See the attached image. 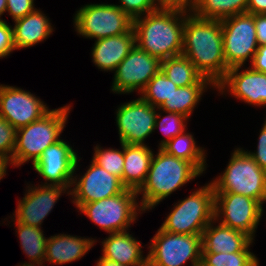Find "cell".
I'll list each match as a JSON object with an SVG mask.
<instances>
[{"mask_svg":"<svg viewBox=\"0 0 266 266\" xmlns=\"http://www.w3.org/2000/svg\"><path fill=\"white\" fill-rule=\"evenodd\" d=\"M201 263L204 266H259L257 257L251 252H202Z\"/></svg>","mask_w":266,"mask_h":266,"instance_id":"cell-31","label":"cell"},{"mask_svg":"<svg viewBox=\"0 0 266 266\" xmlns=\"http://www.w3.org/2000/svg\"><path fill=\"white\" fill-rule=\"evenodd\" d=\"M95 242L91 238L66 234L51 236L46 243L45 262L62 265L81 259Z\"/></svg>","mask_w":266,"mask_h":266,"instance_id":"cell-23","label":"cell"},{"mask_svg":"<svg viewBox=\"0 0 266 266\" xmlns=\"http://www.w3.org/2000/svg\"><path fill=\"white\" fill-rule=\"evenodd\" d=\"M148 266H197L202 258V234H176L161 228L151 240Z\"/></svg>","mask_w":266,"mask_h":266,"instance_id":"cell-8","label":"cell"},{"mask_svg":"<svg viewBox=\"0 0 266 266\" xmlns=\"http://www.w3.org/2000/svg\"><path fill=\"white\" fill-rule=\"evenodd\" d=\"M256 152L246 151L252 159L266 171V120L261 128Z\"/></svg>","mask_w":266,"mask_h":266,"instance_id":"cell-39","label":"cell"},{"mask_svg":"<svg viewBox=\"0 0 266 266\" xmlns=\"http://www.w3.org/2000/svg\"><path fill=\"white\" fill-rule=\"evenodd\" d=\"M44 264L43 263H23L22 265H19V266H43Z\"/></svg>","mask_w":266,"mask_h":266,"instance_id":"cell-47","label":"cell"},{"mask_svg":"<svg viewBox=\"0 0 266 266\" xmlns=\"http://www.w3.org/2000/svg\"><path fill=\"white\" fill-rule=\"evenodd\" d=\"M6 2V11L14 21L36 10L33 4L34 0H6Z\"/></svg>","mask_w":266,"mask_h":266,"instance_id":"cell-36","label":"cell"},{"mask_svg":"<svg viewBox=\"0 0 266 266\" xmlns=\"http://www.w3.org/2000/svg\"><path fill=\"white\" fill-rule=\"evenodd\" d=\"M14 22L13 43L15 50L36 45L46 40L53 31L49 18L38 9Z\"/></svg>","mask_w":266,"mask_h":266,"instance_id":"cell-24","label":"cell"},{"mask_svg":"<svg viewBox=\"0 0 266 266\" xmlns=\"http://www.w3.org/2000/svg\"><path fill=\"white\" fill-rule=\"evenodd\" d=\"M155 108L141 97L119 106L116 124L120 143L144 145V139L155 130Z\"/></svg>","mask_w":266,"mask_h":266,"instance_id":"cell-13","label":"cell"},{"mask_svg":"<svg viewBox=\"0 0 266 266\" xmlns=\"http://www.w3.org/2000/svg\"><path fill=\"white\" fill-rule=\"evenodd\" d=\"M187 15L155 10L133 19L135 44L160 61L182 55L183 28Z\"/></svg>","mask_w":266,"mask_h":266,"instance_id":"cell-2","label":"cell"},{"mask_svg":"<svg viewBox=\"0 0 266 266\" xmlns=\"http://www.w3.org/2000/svg\"><path fill=\"white\" fill-rule=\"evenodd\" d=\"M264 202H266V193L264 194V196H263V198H262V200H261V202H260V217H262V212H263V203Z\"/></svg>","mask_w":266,"mask_h":266,"instance_id":"cell-46","label":"cell"},{"mask_svg":"<svg viewBox=\"0 0 266 266\" xmlns=\"http://www.w3.org/2000/svg\"><path fill=\"white\" fill-rule=\"evenodd\" d=\"M122 150L119 149H102L99 146L94 147V154L92 161L101 168L105 169L108 173L115 175L121 179L124 170V143H121Z\"/></svg>","mask_w":266,"mask_h":266,"instance_id":"cell-32","label":"cell"},{"mask_svg":"<svg viewBox=\"0 0 266 266\" xmlns=\"http://www.w3.org/2000/svg\"><path fill=\"white\" fill-rule=\"evenodd\" d=\"M201 172L186 160L167 154L161 148L153 155L145 183L137 191L142 194L140 207L152 210L163 199L190 182ZM142 192V193H141Z\"/></svg>","mask_w":266,"mask_h":266,"instance_id":"cell-3","label":"cell"},{"mask_svg":"<svg viewBox=\"0 0 266 266\" xmlns=\"http://www.w3.org/2000/svg\"><path fill=\"white\" fill-rule=\"evenodd\" d=\"M197 266H204L201 262Z\"/></svg>","mask_w":266,"mask_h":266,"instance_id":"cell-48","label":"cell"},{"mask_svg":"<svg viewBox=\"0 0 266 266\" xmlns=\"http://www.w3.org/2000/svg\"><path fill=\"white\" fill-rule=\"evenodd\" d=\"M161 71L178 87L194 84H213L204 77L185 56L167 58L161 61Z\"/></svg>","mask_w":266,"mask_h":266,"instance_id":"cell-25","label":"cell"},{"mask_svg":"<svg viewBox=\"0 0 266 266\" xmlns=\"http://www.w3.org/2000/svg\"><path fill=\"white\" fill-rule=\"evenodd\" d=\"M50 109L29 91L0 85V116L17 130L41 119Z\"/></svg>","mask_w":266,"mask_h":266,"instance_id":"cell-14","label":"cell"},{"mask_svg":"<svg viewBox=\"0 0 266 266\" xmlns=\"http://www.w3.org/2000/svg\"><path fill=\"white\" fill-rule=\"evenodd\" d=\"M221 27L226 65L243 66L248 58L252 62L258 49L254 15L246 12L225 18Z\"/></svg>","mask_w":266,"mask_h":266,"instance_id":"cell-10","label":"cell"},{"mask_svg":"<svg viewBox=\"0 0 266 266\" xmlns=\"http://www.w3.org/2000/svg\"><path fill=\"white\" fill-rule=\"evenodd\" d=\"M254 24L258 46L266 45V14H255Z\"/></svg>","mask_w":266,"mask_h":266,"instance_id":"cell-40","label":"cell"},{"mask_svg":"<svg viewBox=\"0 0 266 266\" xmlns=\"http://www.w3.org/2000/svg\"><path fill=\"white\" fill-rule=\"evenodd\" d=\"M17 129L0 116V156L10 164L15 149Z\"/></svg>","mask_w":266,"mask_h":266,"instance_id":"cell-34","label":"cell"},{"mask_svg":"<svg viewBox=\"0 0 266 266\" xmlns=\"http://www.w3.org/2000/svg\"><path fill=\"white\" fill-rule=\"evenodd\" d=\"M78 162V155L74 149L60 139L43 151L33 167L45 181L50 182H45L44 185L71 188Z\"/></svg>","mask_w":266,"mask_h":266,"instance_id":"cell-15","label":"cell"},{"mask_svg":"<svg viewBox=\"0 0 266 266\" xmlns=\"http://www.w3.org/2000/svg\"><path fill=\"white\" fill-rule=\"evenodd\" d=\"M77 11L74 27L86 38L102 39L129 32L133 19L115 4H87Z\"/></svg>","mask_w":266,"mask_h":266,"instance_id":"cell-9","label":"cell"},{"mask_svg":"<svg viewBox=\"0 0 266 266\" xmlns=\"http://www.w3.org/2000/svg\"><path fill=\"white\" fill-rule=\"evenodd\" d=\"M137 197L136 190L126 188L118 195L85 203L79 210L105 232H122L128 230L137 220L139 211H143L137 203Z\"/></svg>","mask_w":266,"mask_h":266,"instance_id":"cell-7","label":"cell"},{"mask_svg":"<svg viewBox=\"0 0 266 266\" xmlns=\"http://www.w3.org/2000/svg\"><path fill=\"white\" fill-rule=\"evenodd\" d=\"M182 55L216 86L229 70L223 53L221 20L202 19L188 13L183 28Z\"/></svg>","mask_w":266,"mask_h":266,"instance_id":"cell-1","label":"cell"},{"mask_svg":"<svg viewBox=\"0 0 266 266\" xmlns=\"http://www.w3.org/2000/svg\"><path fill=\"white\" fill-rule=\"evenodd\" d=\"M212 220L202 233V252L213 253H235L250 252V245L253 239L245 232L226 227Z\"/></svg>","mask_w":266,"mask_h":266,"instance_id":"cell-19","label":"cell"},{"mask_svg":"<svg viewBox=\"0 0 266 266\" xmlns=\"http://www.w3.org/2000/svg\"><path fill=\"white\" fill-rule=\"evenodd\" d=\"M153 5L156 10L191 13L193 0H153Z\"/></svg>","mask_w":266,"mask_h":266,"instance_id":"cell-38","label":"cell"},{"mask_svg":"<svg viewBox=\"0 0 266 266\" xmlns=\"http://www.w3.org/2000/svg\"><path fill=\"white\" fill-rule=\"evenodd\" d=\"M161 70V61L141 50L136 44L117 66L112 91L118 94L140 93L150 79Z\"/></svg>","mask_w":266,"mask_h":266,"instance_id":"cell-12","label":"cell"},{"mask_svg":"<svg viewBox=\"0 0 266 266\" xmlns=\"http://www.w3.org/2000/svg\"><path fill=\"white\" fill-rule=\"evenodd\" d=\"M70 108L66 105L52 109L41 119L18 129L11 164L20 166L31 159L34 165L47 147L60 140Z\"/></svg>","mask_w":266,"mask_h":266,"instance_id":"cell-4","label":"cell"},{"mask_svg":"<svg viewBox=\"0 0 266 266\" xmlns=\"http://www.w3.org/2000/svg\"><path fill=\"white\" fill-rule=\"evenodd\" d=\"M248 0H193L191 13L202 19L223 20L246 13Z\"/></svg>","mask_w":266,"mask_h":266,"instance_id":"cell-27","label":"cell"},{"mask_svg":"<svg viewBox=\"0 0 266 266\" xmlns=\"http://www.w3.org/2000/svg\"><path fill=\"white\" fill-rule=\"evenodd\" d=\"M168 115L161 118L162 113H157L156 119H155V125L154 129L160 128L162 133L166 136V139H163L161 143L159 144L158 148H161L165 143L170 141L172 138L177 136L178 134L183 133L186 130V116L180 114V113H174V112H166Z\"/></svg>","mask_w":266,"mask_h":266,"instance_id":"cell-33","label":"cell"},{"mask_svg":"<svg viewBox=\"0 0 266 266\" xmlns=\"http://www.w3.org/2000/svg\"><path fill=\"white\" fill-rule=\"evenodd\" d=\"M14 50L13 28L5 20L0 19V59L7 57Z\"/></svg>","mask_w":266,"mask_h":266,"instance_id":"cell-37","label":"cell"},{"mask_svg":"<svg viewBox=\"0 0 266 266\" xmlns=\"http://www.w3.org/2000/svg\"><path fill=\"white\" fill-rule=\"evenodd\" d=\"M208 85L216 88L214 84H194L177 87L169 99H166L158 108V111L162 109L164 112L180 113L189 118Z\"/></svg>","mask_w":266,"mask_h":266,"instance_id":"cell-26","label":"cell"},{"mask_svg":"<svg viewBox=\"0 0 266 266\" xmlns=\"http://www.w3.org/2000/svg\"><path fill=\"white\" fill-rule=\"evenodd\" d=\"M178 134L165 143L161 149L167 154L191 162L201 173L206 169L205 150L196 146V142L191 133Z\"/></svg>","mask_w":266,"mask_h":266,"instance_id":"cell-28","label":"cell"},{"mask_svg":"<svg viewBox=\"0 0 266 266\" xmlns=\"http://www.w3.org/2000/svg\"><path fill=\"white\" fill-rule=\"evenodd\" d=\"M260 218L257 200L232 192H214V220H222L220 224L245 232L254 239Z\"/></svg>","mask_w":266,"mask_h":266,"instance_id":"cell-11","label":"cell"},{"mask_svg":"<svg viewBox=\"0 0 266 266\" xmlns=\"http://www.w3.org/2000/svg\"><path fill=\"white\" fill-rule=\"evenodd\" d=\"M214 192H232L261 202L266 193V171L242 148L232 153L223 174L212 182Z\"/></svg>","mask_w":266,"mask_h":266,"instance_id":"cell-5","label":"cell"},{"mask_svg":"<svg viewBox=\"0 0 266 266\" xmlns=\"http://www.w3.org/2000/svg\"><path fill=\"white\" fill-rule=\"evenodd\" d=\"M177 87L178 86L168 79L160 70L147 83L140 97L158 109L166 99H169L174 89Z\"/></svg>","mask_w":266,"mask_h":266,"instance_id":"cell-30","label":"cell"},{"mask_svg":"<svg viewBox=\"0 0 266 266\" xmlns=\"http://www.w3.org/2000/svg\"><path fill=\"white\" fill-rule=\"evenodd\" d=\"M135 46V31L95 40L92 49L93 63L104 71H115L117 66Z\"/></svg>","mask_w":266,"mask_h":266,"instance_id":"cell-20","label":"cell"},{"mask_svg":"<svg viewBox=\"0 0 266 266\" xmlns=\"http://www.w3.org/2000/svg\"><path fill=\"white\" fill-rule=\"evenodd\" d=\"M6 6H7L6 0H0V17L3 15V13L6 12Z\"/></svg>","mask_w":266,"mask_h":266,"instance_id":"cell-45","label":"cell"},{"mask_svg":"<svg viewBox=\"0 0 266 266\" xmlns=\"http://www.w3.org/2000/svg\"><path fill=\"white\" fill-rule=\"evenodd\" d=\"M242 66L229 68L226 76L216 85L219 93L230 92L235 98L256 106H266V74L252 68L239 71ZM229 88L228 90H225Z\"/></svg>","mask_w":266,"mask_h":266,"instance_id":"cell-18","label":"cell"},{"mask_svg":"<svg viewBox=\"0 0 266 266\" xmlns=\"http://www.w3.org/2000/svg\"><path fill=\"white\" fill-rule=\"evenodd\" d=\"M101 243L102 258L124 266H148V256L142 255L140 241L136 240L127 230L112 233Z\"/></svg>","mask_w":266,"mask_h":266,"instance_id":"cell-21","label":"cell"},{"mask_svg":"<svg viewBox=\"0 0 266 266\" xmlns=\"http://www.w3.org/2000/svg\"><path fill=\"white\" fill-rule=\"evenodd\" d=\"M247 13L266 14V0H248Z\"/></svg>","mask_w":266,"mask_h":266,"instance_id":"cell-42","label":"cell"},{"mask_svg":"<svg viewBox=\"0 0 266 266\" xmlns=\"http://www.w3.org/2000/svg\"><path fill=\"white\" fill-rule=\"evenodd\" d=\"M28 186L27 193L22 200L18 201L14 217L16 222L41 228L45 217L54 208L58 198L69 188L57 185Z\"/></svg>","mask_w":266,"mask_h":266,"instance_id":"cell-17","label":"cell"},{"mask_svg":"<svg viewBox=\"0 0 266 266\" xmlns=\"http://www.w3.org/2000/svg\"><path fill=\"white\" fill-rule=\"evenodd\" d=\"M88 167L81 178L73 176L72 180L71 186L75 187L70 189V195H72L73 203L78 209L85 203L118 195L126 189L120 178L108 173L93 161Z\"/></svg>","mask_w":266,"mask_h":266,"instance_id":"cell-16","label":"cell"},{"mask_svg":"<svg viewBox=\"0 0 266 266\" xmlns=\"http://www.w3.org/2000/svg\"><path fill=\"white\" fill-rule=\"evenodd\" d=\"M118 6L123 12L128 14L132 19L146 15L155 11L153 0H119Z\"/></svg>","mask_w":266,"mask_h":266,"instance_id":"cell-35","label":"cell"},{"mask_svg":"<svg viewBox=\"0 0 266 266\" xmlns=\"http://www.w3.org/2000/svg\"><path fill=\"white\" fill-rule=\"evenodd\" d=\"M155 155L147 145L124 143V170L122 184L138 191L145 183L150 164Z\"/></svg>","mask_w":266,"mask_h":266,"instance_id":"cell-22","label":"cell"},{"mask_svg":"<svg viewBox=\"0 0 266 266\" xmlns=\"http://www.w3.org/2000/svg\"><path fill=\"white\" fill-rule=\"evenodd\" d=\"M9 162L4 159L3 157L0 156V180L3 179V177H5L6 175V169H7V164Z\"/></svg>","mask_w":266,"mask_h":266,"instance_id":"cell-44","label":"cell"},{"mask_svg":"<svg viewBox=\"0 0 266 266\" xmlns=\"http://www.w3.org/2000/svg\"><path fill=\"white\" fill-rule=\"evenodd\" d=\"M250 67L266 74V45L258 46Z\"/></svg>","mask_w":266,"mask_h":266,"instance_id":"cell-41","label":"cell"},{"mask_svg":"<svg viewBox=\"0 0 266 266\" xmlns=\"http://www.w3.org/2000/svg\"><path fill=\"white\" fill-rule=\"evenodd\" d=\"M176 204L160 228L176 234H202L208 224L214 220L212 183L192 192L190 196Z\"/></svg>","mask_w":266,"mask_h":266,"instance_id":"cell-6","label":"cell"},{"mask_svg":"<svg viewBox=\"0 0 266 266\" xmlns=\"http://www.w3.org/2000/svg\"><path fill=\"white\" fill-rule=\"evenodd\" d=\"M23 252L30 263H45L46 243L43 230L39 227L24 225L14 220Z\"/></svg>","mask_w":266,"mask_h":266,"instance_id":"cell-29","label":"cell"},{"mask_svg":"<svg viewBox=\"0 0 266 266\" xmlns=\"http://www.w3.org/2000/svg\"><path fill=\"white\" fill-rule=\"evenodd\" d=\"M96 266H124V265H121L115 261H111L109 259L100 257L99 261H97Z\"/></svg>","mask_w":266,"mask_h":266,"instance_id":"cell-43","label":"cell"}]
</instances>
